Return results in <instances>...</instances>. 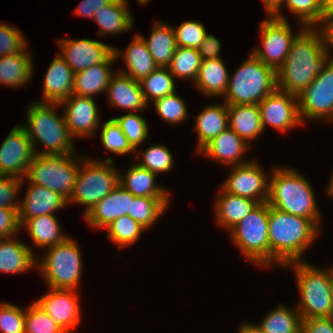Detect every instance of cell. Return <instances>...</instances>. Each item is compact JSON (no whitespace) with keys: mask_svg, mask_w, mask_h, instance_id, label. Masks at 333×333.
Returning a JSON list of instances; mask_svg holds the SVG:
<instances>
[{"mask_svg":"<svg viewBox=\"0 0 333 333\" xmlns=\"http://www.w3.org/2000/svg\"><path fill=\"white\" fill-rule=\"evenodd\" d=\"M141 37L158 67H168L177 47L173 27L157 21L149 39Z\"/></svg>","mask_w":333,"mask_h":333,"instance_id":"obj_34","label":"cell"},{"mask_svg":"<svg viewBox=\"0 0 333 333\" xmlns=\"http://www.w3.org/2000/svg\"><path fill=\"white\" fill-rule=\"evenodd\" d=\"M284 4L297 16L300 26H324V0H286Z\"/></svg>","mask_w":333,"mask_h":333,"instance_id":"obj_40","label":"cell"},{"mask_svg":"<svg viewBox=\"0 0 333 333\" xmlns=\"http://www.w3.org/2000/svg\"><path fill=\"white\" fill-rule=\"evenodd\" d=\"M112 0H83L75 9V14L80 17L93 18L94 13L101 7L109 4Z\"/></svg>","mask_w":333,"mask_h":333,"instance_id":"obj_54","label":"cell"},{"mask_svg":"<svg viewBox=\"0 0 333 333\" xmlns=\"http://www.w3.org/2000/svg\"><path fill=\"white\" fill-rule=\"evenodd\" d=\"M220 195L215 201V219L220 226L233 229L243 220L257 205V201L225 192L220 187Z\"/></svg>","mask_w":333,"mask_h":333,"instance_id":"obj_26","label":"cell"},{"mask_svg":"<svg viewBox=\"0 0 333 333\" xmlns=\"http://www.w3.org/2000/svg\"><path fill=\"white\" fill-rule=\"evenodd\" d=\"M227 109L229 128L248 144L264 131L258 105L234 104Z\"/></svg>","mask_w":333,"mask_h":333,"instance_id":"obj_29","label":"cell"},{"mask_svg":"<svg viewBox=\"0 0 333 333\" xmlns=\"http://www.w3.org/2000/svg\"><path fill=\"white\" fill-rule=\"evenodd\" d=\"M139 3L141 4H145L147 5V3L150 1V0H137Z\"/></svg>","mask_w":333,"mask_h":333,"instance_id":"obj_60","label":"cell"},{"mask_svg":"<svg viewBox=\"0 0 333 333\" xmlns=\"http://www.w3.org/2000/svg\"><path fill=\"white\" fill-rule=\"evenodd\" d=\"M316 28L305 27L293 40L286 60L276 70L277 89L299 96L331 56L324 28Z\"/></svg>","mask_w":333,"mask_h":333,"instance_id":"obj_1","label":"cell"},{"mask_svg":"<svg viewBox=\"0 0 333 333\" xmlns=\"http://www.w3.org/2000/svg\"><path fill=\"white\" fill-rule=\"evenodd\" d=\"M139 82L147 104L176 91L175 78L168 67H158Z\"/></svg>","mask_w":333,"mask_h":333,"instance_id":"obj_38","label":"cell"},{"mask_svg":"<svg viewBox=\"0 0 333 333\" xmlns=\"http://www.w3.org/2000/svg\"><path fill=\"white\" fill-rule=\"evenodd\" d=\"M333 20V0H324V25Z\"/></svg>","mask_w":333,"mask_h":333,"instance_id":"obj_58","label":"cell"},{"mask_svg":"<svg viewBox=\"0 0 333 333\" xmlns=\"http://www.w3.org/2000/svg\"><path fill=\"white\" fill-rule=\"evenodd\" d=\"M119 55H122V52L114 47V52L104 62L74 73L73 94L94 97L98 93L107 91L109 82L115 74L110 67Z\"/></svg>","mask_w":333,"mask_h":333,"instance_id":"obj_21","label":"cell"},{"mask_svg":"<svg viewBox=\"0 0 333 333\" xmlns=\"http://www.w3.org/2000/svg\"><path fill=\"white\" fill-rule=\"evenodd\" d=\"M35 155L26 131L15 125L0 146V175L24 180Z\"/></svg>","mask_w":333,"mask_h":333,"instance_id":"obj_15","label":"cell"},{"mask_svg":"<svg viewBox=\"0 0 333 333\" xmlns=\"http://www.w3.org/2000/svg\"><path fill=\"white\" fill-rule=\"evenodd\" d=\"M238 333H266L257 324L243 323Z\"/></svg>","mask_w":333,"mask_h":333,"instance_id":"obj_56","label":"cell"},{"mask_svg":"<svg viewBox=\"0 0 333 333\" xmlns=\"http://www.w3.org/2000/svg\"><path fill=\"white\" fill-rule=\"evenodd\" d=\"M326 33L327 47L333 48V20L328 21L324 26H322ZM333 58V57H331Z\"/></svg>","mask_w":333,"mask_h":333,"instance_id":"obj_57","label":"cell"},{"mask_svg":"<svg viewBox=\"0 0 333 333\" xmlns=\"http://www.w3.org/2000/svg\"><path fill=\"white\" fill-rule=\"evenodd\" d=\"M63 105L66 107L63 116L72 137H93L100 126L94 98L73 94L59 103L60 107Z\"/></svg>","mask_w":333,"mask_h":333,"instance_id":"obj_18","label":"cell"},{"mask_svg":"<svg viewBox=\"0 0 333 333\" xmlns=\"http://www.w3.org/2000/svg\"><path fill=\"white\" fill-rule=\"evenodd\" d=\"M47 69L41 103H60L73 95L74 72L58 53Z\"/></svg>","mask_w":333,"mask_h":333,"instance_id":"obj_23","label":"cell"},{"mask_svg":"<svg viewBox=\"0 0 333 333\" xmlns=\"http://www.w3.org/2000/svg\"><path fill=\"white\" fill-rule=\"evenodd\" d=\"M302 124L307 120L333 122V58H328L315 80L298 96Z\"/></svg>","mask_w":333,"mask_h":333,"instance_id":"obj_11","label":"cell"},{"mask_svg":"<svg viewBox=\"0 0 333 333\" xmlns=\"http://www.w3.org/2000/svg\"><path fill=\"white\" fill-rule=\"evenodd\" d=\"M34 251L16 237L0 239V272L19 274L36 267Z\"/></svg>","mask_w":333,"mask_h":333,"instance_id":"obj_27","label":"cell"},{"mask_svg":"<svg viewBox=\"0 0 333 333\" xmlns=\"http://www.w3.org/2000/svg\"><path fill=\"white\" fill-rule=\"evenodd\" d=\"M201 61L198 49L177 46L168 68L175 79L189 78L195 82Z\"/></svg>","mask_w":333,"mask_h":333,"instance_id":"obj_39","label":"cell"},{"mask_svg":"<svg viewBox=\"0 0 333 333\" xmlns=\"http://www.w3.org/2000/svg\"><path fill=\"white\" fill-rule=\"evenodd\" d=\"M107 237L118 247H127L138 241L141 233L145 230L137 221L128 215L114 220L108 227Z\"/></svg>","mask_w":333,"mask_h":333,"instance_id":"obj_41","label":"cell"},{"mask_svg":"<svg viewBox=\"0 0 333 333\" xmlns=\"http://www.w3.org/2000/svg\"><path fill=\"white\" fill-rule=\"evenodd\" d=\"M126 171L125 176L119 174V184L135 197H170L169 191L156 185L157 174L139 166L138 163Z\"/></svg>","mask_w":333,"mask_h":333,"instance_id":"obj_31","label":"cell"},{"mask_svg":"<svg viewBox=\"0 0 333 333\" xmlns=\"http://www.w3.org/2000/svg\"><path fill=\"white\" fill-rule=\"evenodd\" d=\"M276 88V71L251 53L229 77L224 102L258 105Z\"/></svg>","mask_w":333,"mask_h":333,"instance_id":"obj_6","label":"cell"},{"mask_svg":"<svg viewBox=\"0 0 333 333\" xmlns=\"http://www.w3.org/2000/svg\"><path fill=\"white\" fill-rule=\"evenodd\" d=\"M123 59L127 66V71L121 69L123 73L130 78L141 81L147 77L152 71L158 68V65L153 60L147 45L140 34H136L130 45L123 53Z\"/></svg>","mask_w":333,"mask_h":333,"instance_id":"obj_33","label":"cell"},{"mask_svg":"<svg viewBox=\"0 0 333 333\" xmlns=\"http://www.w3.org/2000/svg\"><path fill=\"white\" fill-rule=\"evenodd\" d=\"M106 92L111 107L143 112L148 106L140 82L119 71L112 76Z\"/></svg>","mask_w":333,"mask_h":333,"instance_id":"obj_24","label":"cell"},{"mask_svg":"<svg viewBox=\"0 0 333 333\" xmlns=\"http://www.w3.org/2000/svg\"><path fill=\"white\" fill-rule=\"evenodd\" d=\"M195 118L193 130L197 133V153L212 139L229 127L227 104L206 106Z\"/></svg>","mask_w":333,"mask_h":333,"instance_id":"obj_25","label":"cell"},{"mask_svg":"<svg viewBox=\"0 0 333 333\" xmlns=\"http://www.w3.org/2000/svg\"><path fill=\"white\" fill-rule=\"evenodd\" d=\"M258 326L266 333H301L302 317L298 309L280 304Z\"/></svg>","mask_w":333,"mask_h":333,"instance_id":"obj_37","label":"cell"},{"mask_svg":"<svg viewBox=\"0 0 333 333\" xmlns=\"http://www.w3.org/2000/svg\"><path fill=\"white\" fill-rule=\"evenodd\" d=\"M232 167L234 168L221 188L227 193L255 200L259 204L267 202L269 178L257 161Z\"/></svg>","mask_w":333,"mask_h":333,"instance_id":"obj_13","label":"cell"},{"mask_svg":"<svg viewBox=\"0 0 333 333\" xmlns=\"http://www.w3.org/2000/svg\"><path fill=\"white\" fill-rule=\"evenodd\" d=\"M260 118L263 130L271 126L281 132L302 125L299 116L298 96L275 89L259 104Z\"/></svg>","mask_w":333,"mask_h":333,"instance_id":"obj_14","label":"cell"},{"mask_svg":"<svg viewBox=\"0 0 333 333\" xmlns=\"http://www.w3.org/2000/svg\"><path fill=\"white\" fill-rule=\"evenodd\" d=\"M38 260L36 269L40 270L49 288L78 289L82 258L77 243L71 237L47 248L44 257H38Z\"/></svg>","mask_w":333,"mask_h":333,"instance_id":"obj_8","label":"cell"},{"mask_svg":"<svg viewBox=\"0 0 333 333\" xmlns=\"http://www.w3.org/2000/svg\"><path fill=\"white\" fill-rule=\"evenodd\" d=\"M19 208H0V239L10 238L19 233Z\"/></svg>","mask_w":333,"mask_h":333,"instance_id":"obj_51","label":"cell"},{"mask_svg":"<svg viewBox=\"0 0 333 333\" xmlns=\"http://www.w3.org/2000/svg\"><path fill=\"white\" fill-rule=\"evenodd\" d=\"M131 207V193L118 184L107 196L98 201L84 214L88 225L105 229L114 220L128 215Z\"/></svg>","mask_w":333,"mask_h":333,"instance_id":"obj_19","label":"cell"},{"mask_svg":"<svg viewBox=\"0 0 333 333\" xmlns=\"http://www.w3.org/2000/svg\"><path fill=\"white\" fill-rule=\"evenodd\" d=\"M49 289L50 292L35 302L65 333H70L81 322L77 290Z\"/></svg>","mask_w":333,"mask_h":333,"instance_id":"obj_16","label":"cell"},{"mask_svg":"<svg viewBox=\"0 0 333 333\" xmlns=\"http://www.w3.org/2000/svg\"><path fill=\"white\" fill-rule=\"evenodd\" d=\"M127 0H112L99 8L92 19L99 25V36L118 35L133 28V17L127 6Z\"/></svg>","mask_w":333,"mask_h":333,"instance_id":"obj_28","label":"cell"},{"mask_svg":"<svg viewBox=\"0 0 333 333\" xmlns=\"http://www.w3.org/2000/svg\"><path fill=\"white\" fill-rule=\"evenodd\" d=\"M221 58L202 60L195 86L207 97L224 96L230 74Z\"/></svg>","mask_w":333,"mask_h":333,"instance_id":"obj_30","label":"cell"},{"mask_svg":"<svg viewBox=\"0 0 333 333\" xmlns=\"http://www.w3.org/2000/svg\"><path fill=\"white\" fill-rule=\"evenodd\" d=\"M59 103L32 102L28 107L26 124L20 125L32 142L35 154L64 155L77 153L73 137L67 128L65 118L55 111ZM57 113V114H56ZM44 147L38 152L36 143Z\"/></svg>","mask_w":333,"mask_h":333,"instance_id":"obj_4","label":"cell"},{"mask_svg":"<svg viewBox=\"0 0 333 333\" xmlns=\"http://www.w3.org/2000/svg\"><path fill=\"white\" fill-rule=\"evenodd\" d=\"M75 154H36L27 169L26 180L59 193L68 201L80 166V157Z\"/></svg>","mask_w":333,"mask_h":333,"instance_id":"obj_9","label":"cell"},{"mask_svg":"<svg viewBox=\"0 0 333 333\" xmlns=\"http://www.w3.org/2000/svg\"><path fill=\"white\" fill-rule=\"evenodd\" d=\"M301 333H333V321L330 317L302 319Z\"/></svg>","mask_w":333,"mask_h":333,"instance_id":"obj_52","label":"cell"},{"mask_svg":"<svg viewBox=\"0 0 333 333\" xmlns=\"http://www.w3.org/2000/svg\"><path fill=\"white\" fill-rule=\"evenodd\" d=\"M169 197H135L131 193L130 216L146 230L165 213Z\"/></svg>","mask_w":333,"mask_h":333,"instance_id":"obj_36","label":"cell"},{"mask_svg":"<svg viewBox=\"0 0 333 333\" xmlns=\"http://www.w3.org/2000/svg\"><path fill=\"white\" fill-rule=\"evenodd\" d=\"M120 172L113 166V160L86 159L80 155V166L73 192L67 201L86 206L85 213L98 201L107 196L119 184Z\"/></svg>","mask_w":333,"mask_h":333,"instance_id":"obj_7","label":"cell"},{"mask_svg":"<svg viewBox=\"0 0 333 333\" xmlns=\"http://www.w3.org/2000/svg\"><path fill=\"white\" fill-rule=\"evenodd\" d=\"M25 49L18 54L0 57V84L19 88L32 78L33 58Z\"/></svg>","mask_w":333,"mask_h":333,"instance_id":"obj_35","label":"cell"},{"mask_svg":"<svg viewBox=\"0 0 333 333\" xmlns=\"http://www.w3.org/2000/svg\"><path fill=\"white\" fill-rule=\"evenodd\" d=\"M268 215V203H260L229 232L246 259L265 268L270 266Z\"/></svg>","mask_w":333,"mask_h":333,"instance_id":"obj_10","label":"cell"},{"mask_svg":"<svg viewBox=\"0 0 333 333\" xmlns=\"http://www.w3.org/2000/svg\"><path fill=\"white\" fill-rule=\"evenodd\" d=\"M113 119L123 131L130 145L135 149V153H137L138 145L142 144L149 136L147 121L141 115L133 112Z\"/></svg>","mask_w":333,"mask_h":333,"instance_id":"obj_43","label":"cell"},{"mask_svg":"<svg viewBox=\"0 0 333 333\" xmlns=\"http://www.w3.org/2000/svg\"><path fill=\"white\" fill-rule=\"evenodd\" d=\"M0 333H25V309L0 303Z\"/></svg>","mask_w":333,"mask_h":333,"instance_id":"obj_48","label":"cell"},{"mask_svg":"<svg viewBox=\"0 0 333 333\" xmlns=\"http://www.w3.org/2000/svg\"><path fill=\"white\" fill-rule=\"evenodd\" d=\"M26 44L22 31L0 22V57L23 52Z\"/></svg>","mask_w":333,"mask_h":333,"instance_id":"obj_49","label":"cell"},{"mask_svg":"<svg viewBox=\"0 0 333 333\" xmlns=\"http://www.w3.org/2000/svg\"><path fill=\"white\" fill-rule=\"evenodd\" d=\"M270 175L268 205L281 212L310 219L319 226L320 210L309 181L289 167H274Z\"/></svg>","mask_w":333,"mask_h":333,"instance_id":"obj_3","label":"cell"},{"mask_svg":"<svg viewBox=\"0 0 333 333\" xmlns=\"http://www.w3.org/2000/svg\"><path fill=\"white\" fill-rule=\"evenodd\" d=\"M23 181L19 178L0 175V208H19L20 203L15 202V198Z\"/></svg>","mask_w":333,"mask_h":333,"instance_id":"obj_50","label":"cell"},{"mask_svg":"<svg viewBox=\"0 0 333 333\" xmlns=\"http://www.w3.org/2000/svg\"><path fill=\"white\" fill-rule=\"evenodd\" d=\"M249 147L245 140L228 127L206 144L199 153L202 152L211 160L220 161V163L225 165H242L248 163L242 158L245 152L249 150Z\"/></svg>","mask_w":333,"mask_h":333,"instance_id":"obj_22","label":"cell"},{"mask_svg":"<svg viewBox=\"0 0 333 333\" xmlns=\"http://www.w3.org/2000/svg\"><path fill=\"white\" fill-rule=\"evenodd\" d=\"M260 23L261 47H256L252 53L265 65L272 67L275 71L284 63L291 49L295 37L305 28L293 35L288 20H281L269 16Z\"/></svg>","mask_w":333,"mask_h":333,"instance_id":"obj_12","label":"cell"},{"mask_svg":"<svg viewBox=\"0 0 333 333\" xmlns=\"http://www.w3.org/2000/svg\"><path fill=\"white\" fill-rule=\"evenodd\" d=\"M60 40V41H59ZM59 53L74 73L104 62L114 47L93 39H58Z\"/></svg>","mask_w":333,"mask_h":333,"instance_id":"obj_17","label":"cell"},{"mask_svg":"<svg viewBox=\"0 0 333 333\" xmlns=\"http://www.w3.org/2000/svg\"><path fill=\"white\" fill-rule=\"evenodd\" d=\"M268 226L270 266L273 262L286 266L302 261L303 253L320 234V228L312 220L281 212L271 206Z\"/></svg>","mask_w":333,"mask_h":333,"instance_id":"obj_2","label":"cell"},{"mask_svg":"<svg viewBox=\"0 0 333 333\" xmlns=\"http://www.w3.org/2000/svg\"><path fill=\"white\" fill-rule=\"evenodd\" d=\"M67 200L48 188L29 183L25 198L18 209L20 226L27 220L42 215L54 214L65 208Z\"/></svg>","mask_w":333,"mask_h":333,"instance_id":"obj_20","label":"cell"},{"mask_svg":"<svg viewBox=\"0 0 333 333\" xmlns=\"http://www.w3.org/2000/svg\"><path fill=\"white\" fill-rule=\"evenodd\" d=\"M173 29L178 47L199 49L207 34L205 26L197 21L188 20Z\"/></svg>","mask_w":333,"mask_h":333,"instance_id":"obj_47","label":"cell"},{"mask_svg":"<svg viewBox=\"0 0 333 333\" xmlns=\"http://www.w3.org/2000/svg\"><path fill=\"white\" fill-rule=\"evenodd\" d=\"M100 139L104 149L113 154L124 155L135 152V149L130 145L123 131L113 118L106 120L102 124Z\"/></svg>","mask_w":333,"mask_h":333,"instance_id":"obj_44","label":"cell"},{"mask_svg":"<svg viewBox=\"0 0 333 333\" xmlns=\"http://www.w3.org/2000/svg\"><path fill=\"white\" fill-rule=\"evenodd\" d=\"M154 106L160 117L172 125L185 121L188 116L187 106L176 91L155 100Z\"/></svg>","mask_w":333,"mask_h":333,"instance_id":"obj_46","label":"cell"},{"mask_svg":"<svg viewBox=\"0 0 333 333\" xmlns=\"http://www.w3.org/2000/svg\"><path fill=\"white\" fill-rule=\"evenodd\" d=\"M137 153V159H142L138 165L148 169L152 173L161 174L169 172L173 168V156L170 150L165 145L152 144L146 150Z\"/></svg>","mask_w":333,"mask_h":333,"instance_id":"obj_42","label":"cell"},{"mask_svg":"<svg viewBox=\"0 0 333 333\" xmlns=\"http://www.w3.org/2000/svg\"><path fill=\"white\" fill-rule=\"evenodd\" d=\"M25 333H65L34 301L25 309Z\"/></svg>","mask_w":333,"mask_h":333,"instance_id":"obj_45","label":"cell"},{"mask_svg":"<svg viewBox=\"0 0 333 333\" xmlns=\"http://www.w3.org/2000/svg\"><path fill=\"white\" fill-rule=\"evenodd\" d=\"M328 185L329 186L327 187V194L333 196V173L331 175L330 183Z\"/></svg>","mask_w":333,"mask_h":333,"instance_id":"obj_59","label":"cell"},{"mask_svg":"<svg viewBox=\"0 0 333 333\" xmlns=\"http://www.w3.org/2000/svg\"><path fill=\"white\" fill-rule=\"evenodd\" d=\"M221 49V44L219 39L215 38L213 34H206L204 41L201 43L199 47V54L201 60H208V59H218L219 51Z\"/></svg>","mask_w":333,"mask_h":333,"instance_id":"obj_53","label":"cell"},{"mask_svg":"<svg viewBox=\"0 0 333 333\" xmlns=\"http://www.w3.org/2000/svg\"><path fill=\"white\" fill-rule=\"evenodd\" d=\"M332 321H333V301H332V308H331V312H330V316H329Z\"/></svg>","mask_w":333,"mask_h":333,"instance_id":"obj_61","label":"cell"},{"mask_svg":"<svg viewBox=\"0 0 333 333\" xmlns=\"http://www.w3.org/2000/svg\"><path fill=\"white\" fill-rule=\"evenodd\" d=\"M295 271L302 319L329 317L333 301V267L324 270L303 261L287 264ZM324 270V271H323Z\"/></svg>","mask_w":333,"mask_h":333,"instance_id":"obj_5","label":"cell"},{"mask_svg":"<svg viewBox=\"0 0 333 333\" xmlns=\"http://www.w3.org/2000/svg\"><path fill=\"white\" fill-rule=\"evenodd\" d=\"M286 0H263L268 16L272 15L275 18L287 21L284 15L281 14V5H284Z\"/></svg>","mask_w":333,"mask_h":333,"instance_id":"obj_55","label":"cell"},{"mask_svg":"<svg viewBox=\"0 0 333 333\" xmlns=\"http://www.w3.org/2000/svg\"><path fill=\"white\" fill-rule=\"evenodd\" d=\"M26 227L32 243L47 249L63 242L67 237L62 231L55 214L42 215L27 219L21 226Z\"/></svg>","mask_w":333,"mask_h":333,"instance_id":"obj_32","label":"cell"}]
</instances>
